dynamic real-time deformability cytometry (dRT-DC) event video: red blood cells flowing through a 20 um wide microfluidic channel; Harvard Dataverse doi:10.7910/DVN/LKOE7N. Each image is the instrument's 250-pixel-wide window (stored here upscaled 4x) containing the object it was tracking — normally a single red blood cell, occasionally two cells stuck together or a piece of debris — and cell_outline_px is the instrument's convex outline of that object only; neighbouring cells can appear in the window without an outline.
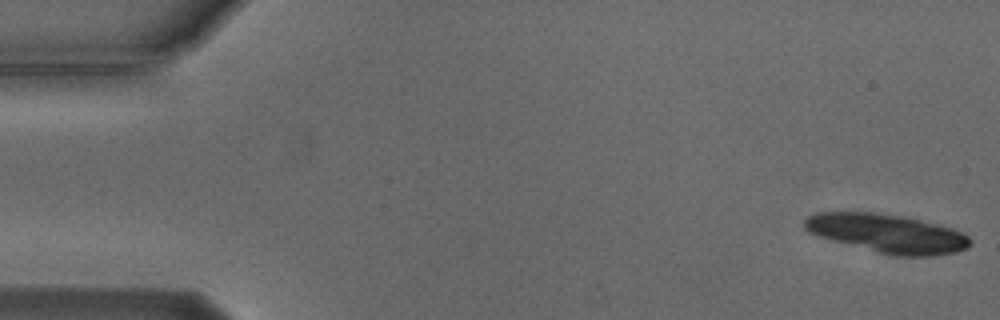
{"species": "Egyptian fruit bat (a non-hibernating species)", "species_latin": "Rousettus aegyptiacus", "temperature_condition": "cold", "stored_images_in_passage": 16, "camera_frame_rate_fps": 3000, "um_per_image_px": 0.085, "animal": {"sex": "male"}, "frame": {"image": 1, "passage_image": 1, "time_ms": 0.0, "image_size_px": [1000, 320], "cell_outline_px": [[972, 240], [968, 248], [956, 252], [932, 256], [896, 256], [832, 240], [808, 232], [804, 228], [804, 220], [808, 216], [816, 212], [872, 212], [904, 216], [952, 228], [964, 232]], "centroid_in_image_um": [75.45, 19.83], "position_along_channel_um": 9.6, "area_um2": 37.11}}